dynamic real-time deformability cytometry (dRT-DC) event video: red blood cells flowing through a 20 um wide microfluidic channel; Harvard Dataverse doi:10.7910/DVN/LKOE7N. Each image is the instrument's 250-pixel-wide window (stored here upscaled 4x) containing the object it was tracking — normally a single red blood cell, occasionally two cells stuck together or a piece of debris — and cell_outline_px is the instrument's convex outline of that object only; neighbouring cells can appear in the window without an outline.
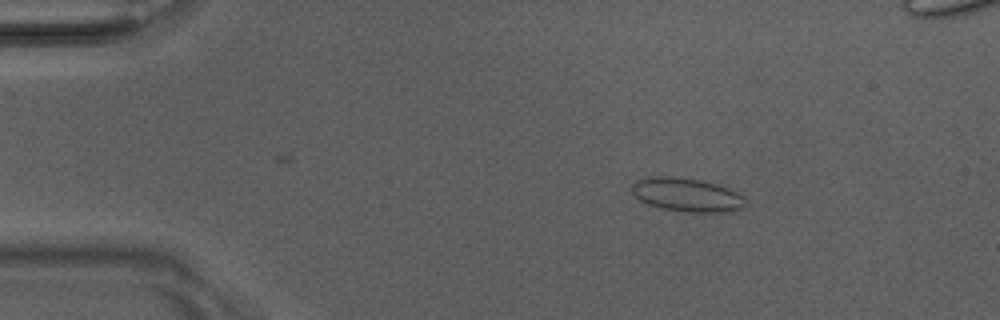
{"species": "Egyptian fruit bat (a non-hibernating species)", "species_latin": "Rousettus aegyptiacus", "temperature_condition": "room temperature", "stored_images_in_passage": 4, "camera_frame_rate_fps": 3000, "um_per_image_px": 0.085, "animal": {"sex": "male"}, "frame": {"image": 1, "passage_image": 1, "time_ms": 0.0, "image_size_px": [1000, 320], "cell_outline_px": [[744, 208], [732, 212], [688, 212], [664, 208], [648, 204], [640, 200], [632, 192], [632, 184], [636, 180], [648, 176], [668, 176], [700, 180], [720, 184], [744, 196]], "centroid_in_image_um": [58.4, 16.55], "position_along_channel_um": 26.6, "area_um2": 22.31}}